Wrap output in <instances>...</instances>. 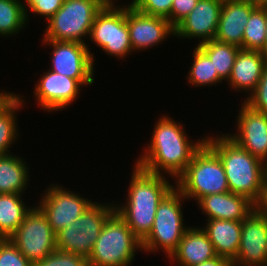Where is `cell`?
<instances>
[{"label": "cell", "mask_w": 267, "mask_h": 266, "mask_svg": "<svg viewBox=\"0 0 267 266\" xmlns=\"http://www.w3.org/2000/svg\"><path fill=\"white\" fill-rule=\"evenodd\" d=\"M103 7L99 0H64L61 8L47 21L42 40L88 44L86 38L88 40L94 19Z\"/></svg>", "instance_id": "obj_7"}, {"label": "cell", "mask_w": 267, "mask_h": 266, "mask_svg": "<svg viewBox=\"0 0 267 266\" xmlns=\"http://www.w3.org/2000/svg\"><path fill=\"white\" fill-rule=\"evenodd\" d=\"M266 65L267 56L263 52L240 49L226 84L236 93H247L246 98L257 87Z\"/></svg>", "instance_id": "obj_20"}, {"label": "cell", "mask_w": 267, "mask_h": 266, "mask_svg": "<svg viewBox=\"0 0 267 266\" xmlns=\"http://www.w3.org/2000/svg\"><path fill=\"white\" fill-rule=\"evenodd\" d=\"M256 7L252 0H223L214 39L242 49L244 29Z\"/></svg>", "instance_id": "obj_18"}, {"label": "cell", "mask_w": 267, "mask_h": 266, "mask_svg": "<svg viewBox=\"0 0 267 266\" xmlns=\"http://www.w3.org/2000/svg\"><path fill=\"white\" fill-rule=\"evenodd\" d=\"M88 41L101 51L119 60L132 54L126 21V5L104 6L96 15Z\"/></svg>", "instance_id": "obj_9"}, {"label": "cell", "mask_w": 267, "mask_h": 266, "mask_svg": "<svg viewBox=\"0 0 267 266\" xmlns=\"http://www.w3.org/2000/svg\"><path fill=\"white\" fill-rule=\"evenodd\" d=\"M193 266H233L232 262L229 259L224 257L216 256L213 259L204 261L202 263L193 265Z\"/></svg>", "instance_id": "obj_37"}, {"label": "cell", "mask_w": 267, "mask_h": 266, "mask_svg": "<svg viewBox=\"0 0 267 266\" xmlns=\"http://www.w3.org/2000/svg\"><path fill=\"white\" fill-rule=\"evenodd\" d=\"M223 0H198L192 11L175 27L178 39L204 43L215 38Z\"/></svg>", "instance_id": "obj_17"}, {"label": "cell", "mask_w": 267, "mask_h": 266, "mask_svg": "<svg viewBox=\"0 0 267 266\" xmlns=\"http://www.w3.org/2000/svg\"><path fill=\"white\" fill-rule=\"evenodd\" d=\"M174 183L188 201L193 199L196 203L204 196L229 192L223 164L206 143Z\"/></svg>", "instance_id": "obj_5"}, {"label": "cell", "mask_w": 267, "mask_h": 266, "mask_svg": "<svg viewBox=\"0 0 267 266\" xmlns=\"http://www.w3.org/2000/svg\"><path fill=\"white\" fill-rule=\"evenodd\" d=\"M233 134L226 133L236 144L264 163L267 162V114L257 112L241 101Z\"/></svg>", "instance_id": "obj_16"}, {"label": "cell", "mask_w": 267, "mask_h": 266, "mask_svg": "<svg viewBox=\"0 0 267 266\" xmlns=\"http://www.w3.org/2000/svg\"><path fill=\"white\" fill-rule=\"evenodd\" d=\"M9 239L31 263L44 259L57 249L55 232L46 215L34 204Z\"/></svg>", "instance_id": "obj_11"}, {"label": "cell", "mask_w": 267, "mask_h": 266, "mask_svg": "<svg viewBox=\"0 0 267 266\" xmlns=\"http://www.w3.org/2000/svg\"><path fill=\"white\" fill-rule=\"evenodd\" d=\"M173 0H135L133 7L146 15L167 19L171 24V7Z\"/></svg>", "instance_id": "obj_32"}, {"label": "cell", "mask_w": 267, "mask_h": 266, "mask_svg": "<svg viewBox=\"0 0 267 266\" xmlns=\"http://www.w3.org/2000/svg\"><path fill=\"white\" fill-rule=\"evenodd\" d=\"M126 21L133 55L135 52L151 50L152 47L154 49L170 36H175V28L167 19L143 14L133 6H126Z\"/></svg>", "instance_id": "obj_15"}, {"label": "cell", "mask_w": 267, "mask_h": 266, "mask_svg": "<svg viewBox=\"0 0 267 266\" xmlns=\"http://www.w3.org/2000/svg\"><path fill=\"white\" fill-rule=\"evenodd\" d=\"M22 194H0V237L9 238L21 225L32 208L25 204Z\"/></svg>", "instance_id": "obj_24"}, {"label": "cell", "mask_w": 267, "mask_h": 266, "mask_svg": "<svg viewBox=\"0 0 267 266\" xmlns=\"http://www.w3.org/2000/svg\"><path fill=\"white\" fill-rule=\"evenodd\" d=\"M22 0H0V38L18 35L27 28Z\"/></svg>", "instance_id": "obj_28"}, {"label": "cell", "mask_w": 267, "mask_h": 266, "mask_svg": "<svg viewBox=\"0 0 267 266\" xmlns=\"http://www.w3.org/2000/svg\"><path fill=\"white\" fill-rule=\"evenodd\" d=\"M257 208L266 216L267 218V193H264L261 203Z\"/></svg>", "instance_id": "obj_39"}, {"label": "cell", "mask_w": 267, "mask_h": 266, "mask_svg": "<svg viewBox=\"0 0 267 266\" xmlns=\"http://www.w3.org/2000/svg\"><path fill=\"white\" fill-rule=\"evenodd\" d=\"M132 168L126 200L124 203L115 201L114 205L116 213L142 241L153 226L158 204L175 184L168 176L149 173L135 164Z\"/></svg>", "instance_id": "obj_2"}, {"label": "cell", "mask_w": 267, "mask_h": 266, "mask_svg": "<svg viewBox=\"0 0 267 266\" xmlns=\"http://www.w3.org/2000/svg\"><path fill=\"white\" fill-rule=\"evenodd\" d=\"M63 2L64 0H22L27 22L31 18L29 12L41 19L45 18L47 22L61 8Z\"/></svg>", "instance_id": "obj_30"}, {"label": "cell", "mask_w": 267, "mask_h": 266, "mask_svg": "<svg viewBox=\"0 0 267 266\" xmlns=\"http://www.w3.org/2000/svg\"><path fill=\"white\" fill-rule=\"evenodd\" d=\"M19 96V93L0 90V114Z\"/></svg>", "instance_id": "obj_36"}, {"label": "cell", "mask_w": 267, "mask_h": 266, "mask_svg": "<svg viewBox=\"0 0 267 266\" xmlns=\"http://www.w3.org/2000/svg\"><path fill=\"white\" fill-rule=\"evenodd\" d=\"M94 201L73 224L56 233V247L60 251L89 257L107 219L115 212L112 201Z\"/></svg>", "instance_id": "obj_8"}, {"label": "cell", "mask_w": 267, "mask_h": 266, "mask_svg": "<svg viewBox=\"0 0 267 266\" xmlns=\"http://www.w3.org/2000/svg\"><path fill=\"white\" fill-rule=\"evenodd\" d=\"M212 61L214 70L223 80L229 79L235 58L241 48L212 39L197 45Z\"/></svg>", "instance_id": "obj_25"}, {"label": "cell", "mask_w": 267, "mask_h": 266, "mask_svg": "<svg viewBox=\"0 0 267 266\" xmlns=\"http://www.w3.org/2000/svg\"><path fill=\"white\" fill-rule=\"evenodd\" d=\"M205 221V227L202 229L207 233L216 254L233 262L239 250L241 221L220 219Z\"/></svg>", "instance_id": "obj_22"}, {"label": "cell", "mask_w": 267, "mask_h": 266, "mask_svg": "<svg viewBox=\"0 0 267 266\" xmlns=\"http://www.w3.org/2000/svg\"><path fill=\"white\" fill-rule=\"evenodd\" d=\"M264 193H267V162L265 163Z\"/></svg>", "instance_id": "obj_41"}, {"label": "cell", "mask_w": 267, "mask_h": 266, "mask_svg": "<svg viewBox=\"0 0 267 266\" xmlns=\"http://www.w3.org/2000/svg\"><path fill=\"white\" fill-rule=\"evenodd\" d=\"M266 9V22H267V6H265ZM265 55L267 56V26H266V36H265Z\"/></svg>", "instance_id": "obj_42"}, {"label": "cell", "mask_w": 267, "mask_h": 266, "mask_svg": "<svg viewBox=\"0 0 267 266\" xmlns=\"http://www.w3.org/2000/svg\"><path fill=\"white\" fill-rule=\"evenodd\" d=\"M257 6H267V0H252Z\"/></svg>", "instance_id": "obj_40"}, {"label": "cell", "mask_w": 267, "mask_h": 266, "mask_svg": "<svg viewBox=\"0 0 267 266\" xmlns=\"http://www.w3.org/2000/svg\"><path fill=\"white\" fill-rule=\"evenodd\" d=\"M191 67L186 75L187 84L195 87H213L224 81L218 76L210 58L198 47L194 46Z\"/></svg>", "instance_id": "obj_27"}, {"label": "cell", "mask_w": 267, "mask_h": 266, "mask_svg": "<svg viewBox=\"0 0 267 266\" xmlns=\"http://www.w3.org/2000/svg\"><path fill=\"white\" fill-rule=\"evenodd\" d=\"M41 41L45 48L52 47L49 70L76 79L85 88L94 84L96 63L90 45L76 41Z\"/></svg>", "instance_id": "obj_10"}, {"label": "cell", "mask_w": 267, "mask_h": 266, "mask_svg": "<svg viewBox=\"0 0 267 266\" xmlns=\"http://www.w3.org/2000/svg\"><path fill=\"white\" fill-rule=\"evenodd\" d=\"M198 0H173L171 25L175 28L196 6Z\"/></svg>", "instance_id": "obj_35"}, {"label": "cell", "mask_w": 267, "mask_h": 266, "mask_svg": "<svg viewBox=\"0 0 267 266\" xmlns=\"http://www.w3.org/2000/svg\"><path fill=\"white\" fill-rule=\"evenodd\" d=\"M233 266H267V218L255 208L241 221V238Z\"/></svg>", "instance_id": "obj_14"}, {"label": "cell", "mask_w": 267, "mask_h": 266, "mask_svg": "<svg viewBox=\"0 0 267 266\" xmlns=\"http://www.w3.org/2000/svg\"><path fill=\"white\" fill-rule=\"evenodd\" d=\"M243 102L253 110L267 114V65L263 69L257 87L243 99Z\"/></svg>", "instance_id": "obj_34"}, {"label": "cell", "mask_w": 267, "mask_h": 266, "mask_svg": "<svg viewBox=\"0 0 267 266\" xmlns=\"http://www.w3.org/2000/svg\"><path fill=\"white\" fill-rule=\"evenodd\" d=\"M216 256L214 246L201 226H190L168 260L175 266H193Z\"/></svg>", "instance_id": "obj_21"}, {"label": "cell", "mask_w": 267, "mask_h": 266, "mask_svg": "<svg viewBox=\"0 0 267 266\" xmlns=\"http://www.w3.org/2000/svg\"><path fill=\"white\" fill-rule=\"evenodd\" d=\"M159 116L154 122L152 137L134 163L149 173L168 175L175 182L205 143L206 135L193 140L186 134L182 122L178 123L167 114Z\"/></svg>", "instance_id": "obj_1"}, {"label": "cell", "mask_w": 267, "mask_h": 266, "mask_svg": "<svg viewBox=\"0 0 267 266\" xmlns=\"http://www.w3.org/2000/svg\"><path fill=\"white\" fill-rule=\"evenodd\" d=\"M46 189L40 194L37 206L46 215L55 234L73 224L94 202L82 194L80 196L79 192L60 186L58 182L49 184Z\"/></svg>", "instance_id": "obj_12"}, {"label": "cell", "mask_w": 267, "mask_h": 266, "mask_svg": "<svg viewBox=\"0 0 267 266\" xmlns=\"http://www.w3.org/2000/svg\"><path fill=\"white\" fill-rule=\"evenodd\" d=\"M104 6H123V4H118V0H99ZM122 1V0H121ZM135 0H131V2L126 3V6H133Z\"/></svg>", "instance_id": "obj_38"}, {"label": "cell", "mask_w": 267, "mask_h": 266, "mask_svg": "<svg viewBox=\"0 0 267 266\" xmlns=\"http://www.w3.org/2000/svg\"><path fill=\"white\" fill-rule=\"evenodd\" d=\"M18 155H0V194L24 195L30 186V167L26 159Z\"/></svg>", "instance_id": "obj_23"}, {"label": "cell", "mask_w": 267, "mask_h": 266, "mask_svg": "<svg viewBox=\"0 0 267 266\" xmlns=\"http://www.w3.org/2000/svg\"><path fill=\"white\" fill-rule=\"evenodd\" d=\"M207 135L205 143L221 160L229 191L247 197L258 206L264 195L265 163L236 144L226 133Z\"/></svg>", "instance_id": "obj_3"}, {"label": "cell", "mask_w": 267, "mask_h": 266, "mask_svg": "<svg viewBox=\"0 0 267 266\" xmlns=\"http://www.w3.org/2000/svg\"><path fill=\"white\" fill-rule=\"evenodd\" d=\"M39 76L32 93L39 109L43 112L51 114L66 110L78 100L83 86L76 79L49 69Z\"/></svg>", "instance_id": "obj_13"}, {"label": "cell", "mask_w": 267, "mask_h": 266, "mask_svg": "<svg viewBox=\"0 0 267 266\" xmlns=\"http://www.w3.org/2000/svg\"><path fill=\"white\" fill-rule=\"evenodd\" d=\"M185 201L188 202L176 187L162 199L158 204L153 226L141 241L142 252L156 255L162 250L168 259L177 249L181 238L190 226L185 224L183 218Z\"/></svg>", "instance_id": "obj_4"}, {"label": "cell", "mask_w": 267, "mask_h": 266, "mask_svg": "<svg viewBox=\"0 0 267 266\" xmlns=\"http://www.w3.org/2000/svg\"><path fill=\"white\" fill-rule=\"evenodd\" d=\"M197 206L206 220L220 219L242 221L257 206L247 197L232 192L210 194L202 197Z\"/></svg>", "instance_id": "obj_19"}, {"label": "cell", "mask_w": 267, "mask_h": 266, "mask_svg": "<svg viewBox=\"0 0 267 266\" xmlns=\"http://www.w3.org/2000/svg\"><path fill=\"white\" fill-rule=\"evenodd\" d=\"M266 9L257 6L252 12L243 33L242 49L265 54Z\"/></svg>", "instance_id": "obj_29"}, {"label": "cell", "mask_w": 267, "mask_h": 266, "mask_svg": "<svg viewBox=\"0 0 267 266\" xmlns=\"http://www.w3.org/2000/svg\"><path fill=\"white\" fill-rule=\"evenodd\" d=\"M26 97L19 96L0 114V155L12 153L10 148L13 149V145L19 135V125H17V116L20 109L26 105ZM25 103V104H24ZM18 111V112H17Z\"/></svg>", "instance_id": "obj_26"}, {"label": "cell", "mask_w": 267, "mask_h": 266, "mask_svg": "<svg viewBox=\"0 0 267 266\" xmlns=\"http://www.w3.org/2000/svg\"><path fill=\"white\" fill-rule=\"evenodd\" d=\"M137 251L142 252L141 241L133 234L116 211L105 222L92 253L89 266H131Z\"/></svg>", "instance_id": "obj_6"}, {"label": "cell", "mask_w": 267, "mask_h": 266, "mask_svg": "<svg viewBox=\"0 0 267 266\" xmlns=\"http://www.w3.org/2000/svg\"><path fill=\"white\" fill-rule=\"evenodd\" d=\"M0 266H33L9 238L0 240Z\"/></svg>", "instance_id": "obj_33"}, {"label": "cell", "mask_w": 267, "mask_h": 266, "mask_svg": "<svg viewBox=\"0 0 267 266\" xmlns=\"http://www.w3.org/2000/svg\"><path fill=\"white\" fill-rule=\"evenodd\" d=\"M33 266H89V264L85 256L56 249L44 259L34 262Z\"/></svg>", "instance_id": "obj_31"}]
</instances>
